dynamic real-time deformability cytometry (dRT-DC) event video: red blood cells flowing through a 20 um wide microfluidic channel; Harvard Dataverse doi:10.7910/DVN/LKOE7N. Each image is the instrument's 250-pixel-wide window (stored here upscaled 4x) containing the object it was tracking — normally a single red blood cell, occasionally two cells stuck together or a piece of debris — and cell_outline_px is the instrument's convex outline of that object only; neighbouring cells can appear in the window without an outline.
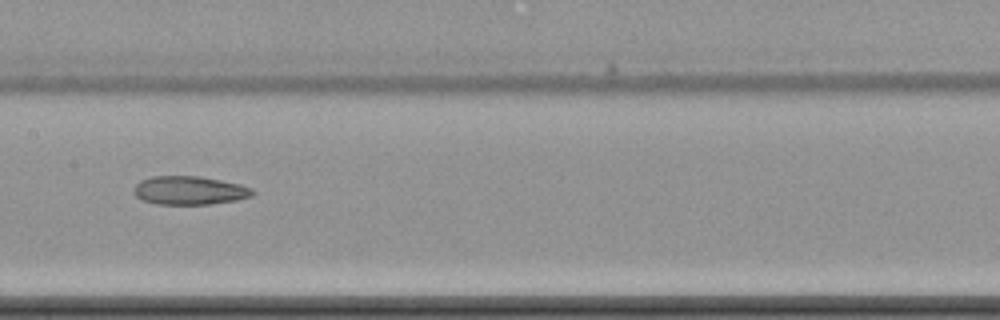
{"species": "common noctule bat (a hibernating species)", "species_latin": "Nyctalus noctula", "temperature_condition": "cold", "stored_images_in_passage": 10, "camera_frame_rate_fps": 3000, "um_per_image_px": 0.085, "animal": {"sex": "female", "body_mass_g": 22.7, "forearm_length_mm": 54.2}, "frame": {"image": 1, "passage_image": 9, "time_ms": 10.667, "image_size_px": [1000, 320], "cell_outline_px": [[256, 192], [252, 196], [236, 200], [208, 204], [156, 204], [140, 200], [132, 192], [132, 188], [140, 180], [152, 176], [200, 176], [240, 184], [252, 188]], "centroid_in_image_um": [16.07, 16.18], "position_along_channel_um": 191.3, "area_um2": 19.94}}
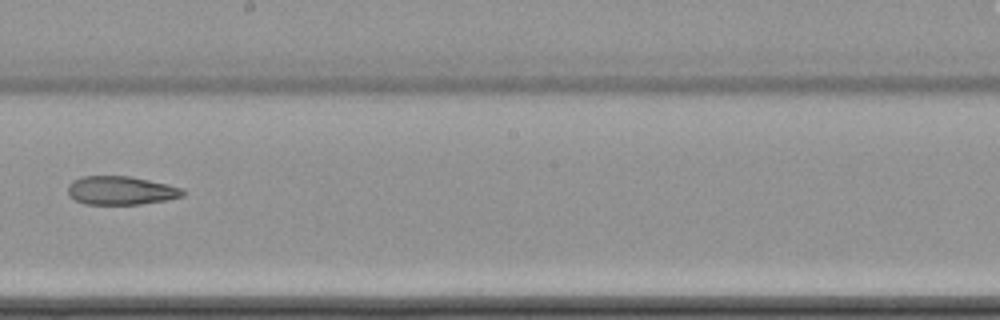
{"frame": {"image": 2, "passage_image": 10, "time_ms": 12.0, "image_size_px": [1000, 320], "cell_outline_px": [[184, 196], [168, 200], [140, 204], [84, 204], [68, 196], [68, 184], [72, 180], [84, 176], [128, 176], [168, 184], [184, 188]], "centroid_in_image_um": [10.28, 16.19], "position_along_channel_um": 237.9, "area_um2": 19.25}}